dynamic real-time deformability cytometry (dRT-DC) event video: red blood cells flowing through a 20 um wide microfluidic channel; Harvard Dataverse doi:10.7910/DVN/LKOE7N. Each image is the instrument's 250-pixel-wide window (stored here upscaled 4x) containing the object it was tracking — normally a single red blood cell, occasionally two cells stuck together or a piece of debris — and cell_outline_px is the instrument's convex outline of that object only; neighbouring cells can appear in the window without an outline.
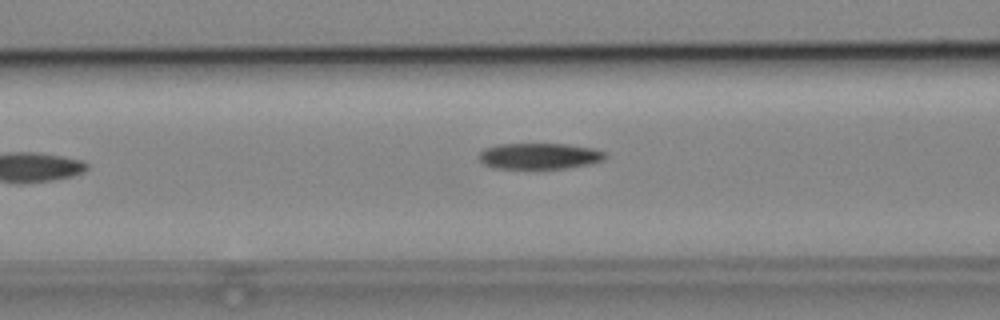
{"species": "common noctule bat (a hibernating species)", "species_latin": "Nyctalus noctula", "temperature_condition": "cold", "stored_images_in_passage": 6, "camera_frame_rate_fps": 3000, "um_per_image_px": 0.085, "animal": {"sex": "male", "body_mass_g": 19.2, "forearm_length_mm": 51.8}, "frame": {"image": 1, "passage_image": 5, "time_ms": 5.333, "image_size_px": [1000, 320], "cell_outline_px": [[608, 156], [604, 160], [588, 164], [564, 168], [492, 168], [484, 164], [480, 160], [480, 152], [484, 148], [500, 144], [568, 144], [596, 148], [608, 152]], "centroid_in_image_um": [45.91, 13.25], "position_along_channel_um": 120.7, "area_um2": 19.25}}
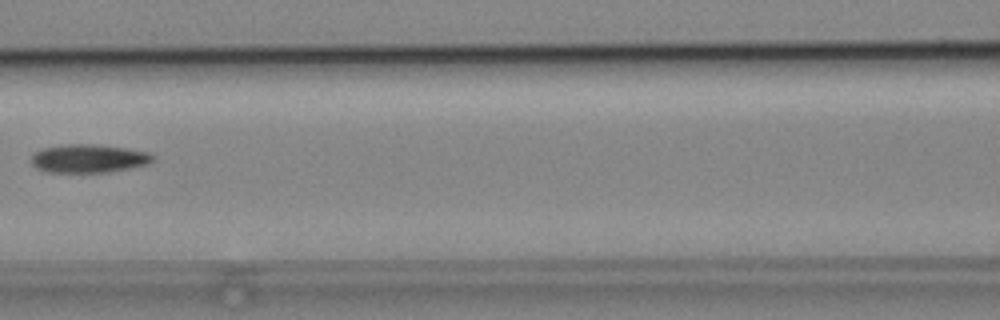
{"frame": {"image": 2, "passage_image": 6, "time_ms": 6.333, "image_size_px": [1000, 320], "cell_outline_px": [[156, 160], [148, 164], [108, 172], [48, 172], [36, 168], [32, 164], [32, 156], [36, 152], [44, 148], [64, 144], [96, 144], [124, 148], [148, 152], [156, 156]], "centroid_in_image_um": [7.57, 13.47], "position_along_channel_um": 159.0, "area_um2": 20.06}}